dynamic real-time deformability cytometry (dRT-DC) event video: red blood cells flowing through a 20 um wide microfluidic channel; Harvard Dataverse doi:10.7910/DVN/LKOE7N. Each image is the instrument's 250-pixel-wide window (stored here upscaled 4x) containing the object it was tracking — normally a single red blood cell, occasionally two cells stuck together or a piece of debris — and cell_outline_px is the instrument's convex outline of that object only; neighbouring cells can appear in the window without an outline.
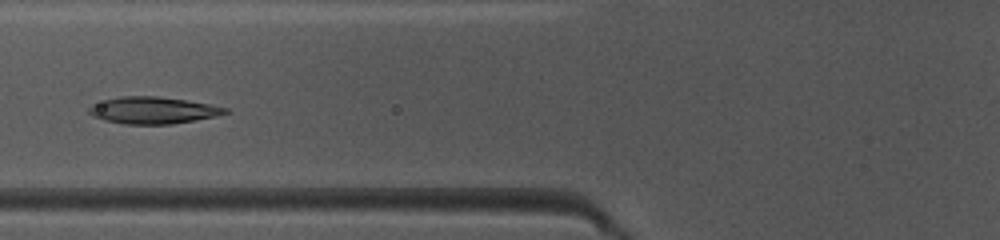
{"species": "common noctule bat (a hibernating species)", "species_latin": "Nyctalus noctula", "temperature_condition": "warm", "stored_images_in_passage": 28, "camera_frame_rate_fps": 3000, "um_per_image_px": 0.085, "animal": {"sex": "female", "body_mass_g": 10.0, "forearm_length_mm": 53.1}, "frame": {"image": 1, "passage_image": 5, "time_ms": 1.333, "image_size_px": [1000, 240], "cell_outline_px": [[232, 112], [196, 120], [172, 124], [124, 124], [104, 120], [92, 116], [88, 112], [88, 108], [104, 100], [120, 96], [156, 96], [184, 100], [208, 104], [228, 108]], "centroid_in_image_um": [13.01, 9.38], "position_along_channel_um": 112.8, "area_um2": 21.15}}
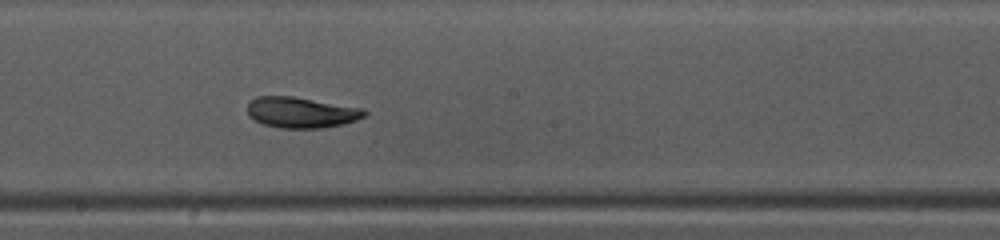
{"frame": {"image": 2, "passage_image": 13, "time_ms": 4.0, "image_size_px": [1000, 240], "cell_outline_px": [[368, 112], [364, 116], [356, 120], [344, 124], [324, 128], [280, 128], [264, 124], [248, 116], [248, 104], [256, 96], [292, 96], [364, 108]], "centroid_in_image_um": [25.63, 9.56], "position_along_channel_um": 222.6, "area_um2": 21.04}}
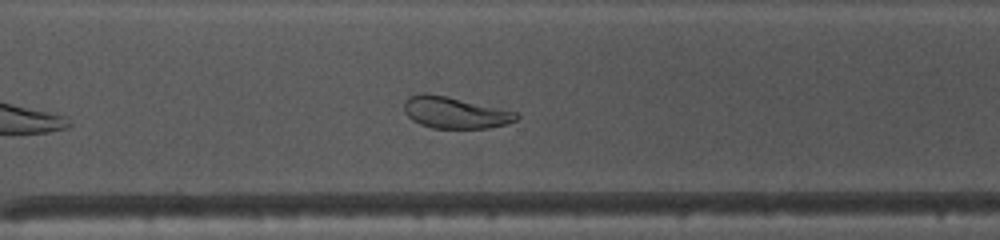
{"frame": {"image": 3, "passage_image": 21, "time_ms": 6.667, "image_size_px": [1000, 240], "cell_outline_px": [[520, 116], [516, 120], [508, 124], [488, 128], [432, 128], [420, 124], [412, 120], [404, 112], [404, 100], [408, 96], [420, 92], [428, 92], [516, 112]], "centroid_in_image_um": [38.62, 9.56], "position_along_channel_um": 332.0, "area_um2": 20.69}, "authors_computed_cell_mechanics": {"area_um2": 21.0103, "velocity_mm_per_s": 4.114, "shape_relaxation_time_tau1_ms": 3.2343, "shape_relaxation_time_tau2_ms": 3.8912, "deformation_change_tau1": 0.1155, "deformation_change_tau2": 0.1002}}